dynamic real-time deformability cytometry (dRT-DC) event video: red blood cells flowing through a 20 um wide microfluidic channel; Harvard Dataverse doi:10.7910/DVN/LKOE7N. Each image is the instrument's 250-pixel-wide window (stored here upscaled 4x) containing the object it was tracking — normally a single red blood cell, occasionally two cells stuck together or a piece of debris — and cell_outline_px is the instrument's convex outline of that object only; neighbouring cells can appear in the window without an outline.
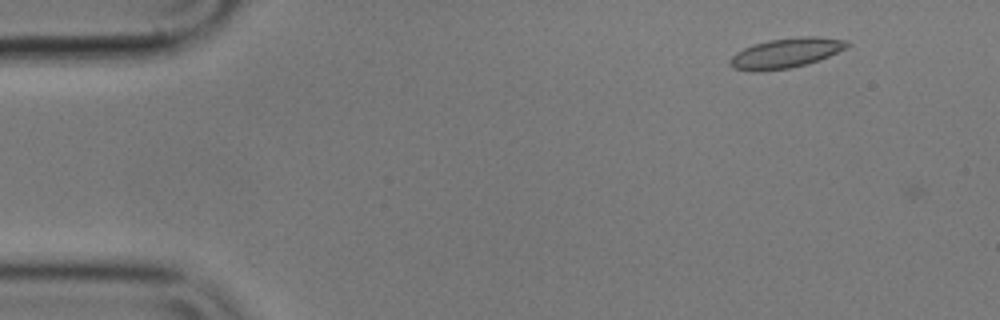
{"species": "common noctule bat (a hibernating species)", "species_latin": "Nyctalus noctula", "temperature_condition": "cold", "stored_images_in_passage": 5, "camera_frame_rate_fps": 3000, "um_per_image_px": 0.085, "animal": {"sex": "male", "body_mass_g": 17.9}, "frame": {"image": 1, "passage_image": 3, "time_ms": 0.667, "image_size_px": [1000, 320], "cell_outline_px": [[852, 44], [828, 56], [808, 64], [788, 68], [760, 72], [752, 72], [732, 68], [728, 64], [728, 60], [736, 52], [744, 48], [768, 40], [800, 36], [816, 36], [848, 40]], "centroid_in_image_um": [66.77, 4.51], "position_along_channel_um": 18.2, "area_um2": 20.52}}